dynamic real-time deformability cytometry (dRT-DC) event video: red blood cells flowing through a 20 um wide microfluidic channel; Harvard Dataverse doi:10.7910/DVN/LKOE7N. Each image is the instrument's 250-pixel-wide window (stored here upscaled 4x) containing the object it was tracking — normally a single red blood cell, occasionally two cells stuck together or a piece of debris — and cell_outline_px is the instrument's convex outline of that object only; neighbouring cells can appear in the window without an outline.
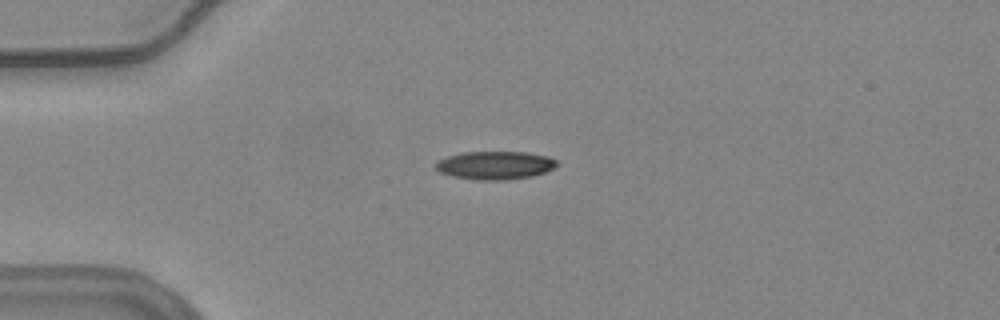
{"species": "common noctule bat (a hibernating species)", "species_latin": "Nyctalus noctula", "temperature_condition": "warm", "stored_images_in_passage": 42, "camera_frame_rate_fps": 3000, "um_per_image_px": 0.085, "animal": {"sex": "female", "body_mass_g": 24.6, "forearm_length_mm": 56.2}, "frame": {"image": 1, "passage_image": 1, "time_ms": 0.0, "image_size_px": [1000, 320], "cell_outline_px": [[556, 164], [552, 168], [544, 172], [532, 176], [508, 180], [476, 180], [452, 176], [440, 172], [436, 168], [436, 160], [448, 156], [464, 152], [528, 152], [548, 156], [556, 160]], "centroid_in_image_um": [42.06, 14.05], "position_along_channel_um": 42.9, "area_um2": 19.88}}
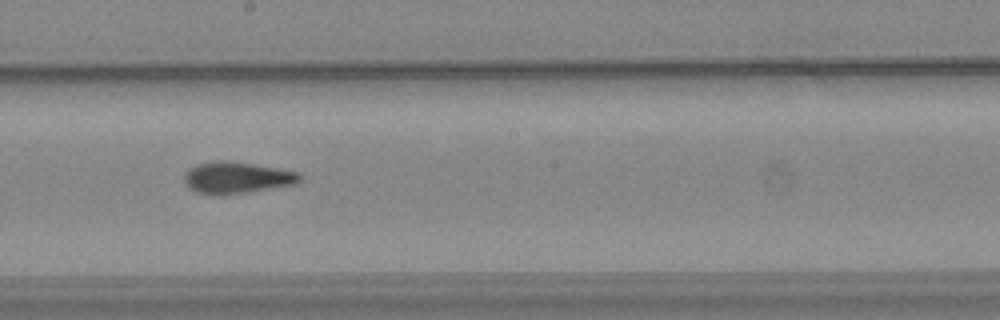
{"frame": {"image": 2, "passage_image": 18, "time_ms": 5.667, "image_size_px": [1000, 320], "cell_outline_px": [[304, 176], [300, 180], [292, 184], [272, 188], [248, 192], [220, 196], [216, 196], [196, 192], [188, 188], [184, 180], [184, 176], [188, 168], [196, 164], [216, 160], [224, 160], [252, 164], [300, 172]], "centroid_in_image_um": [20.08, 15.11], "position_along_channel_um": 228.1, "area_um2": 21.44}}
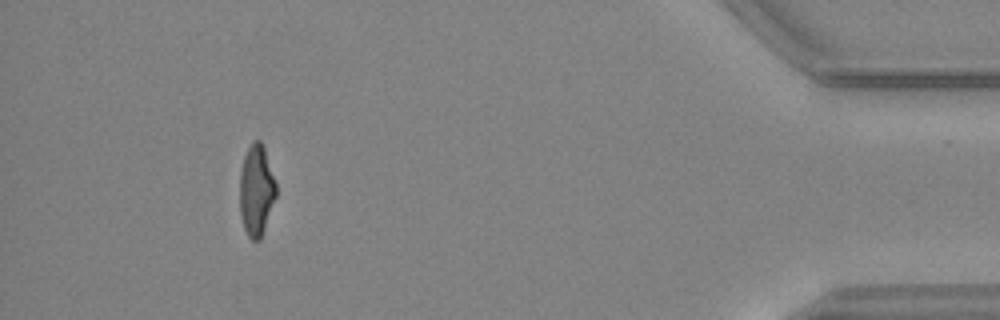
{"frame": {"image": 3, "passage_image": 38, "time_ms": 12.333, "image_size_px": [1000, 320], "cell_outline_px": [[276, 196], [260, 240], [252, 240], [248, 236], [244, 228], [240, 212], [240, 172], [244, 156], [252, 140], [260, 140], [264, 148], [276, 180]], "centroid_in_image_um": [21.79, 16.16], "position_along_channel_um": 413.4, "area_um2": 19.25}, "authors_computed_cell_mechanics": {"area_um2": 20.5768, "velocity_mm_per_s": 3.7314, "shape_relaxation_time_tau1_ms": null, "shape_relaxation_time_tau2_ms": 2.5162, "deformation_change_tau1": null, "deformation_change_tau2": 0.0999}}